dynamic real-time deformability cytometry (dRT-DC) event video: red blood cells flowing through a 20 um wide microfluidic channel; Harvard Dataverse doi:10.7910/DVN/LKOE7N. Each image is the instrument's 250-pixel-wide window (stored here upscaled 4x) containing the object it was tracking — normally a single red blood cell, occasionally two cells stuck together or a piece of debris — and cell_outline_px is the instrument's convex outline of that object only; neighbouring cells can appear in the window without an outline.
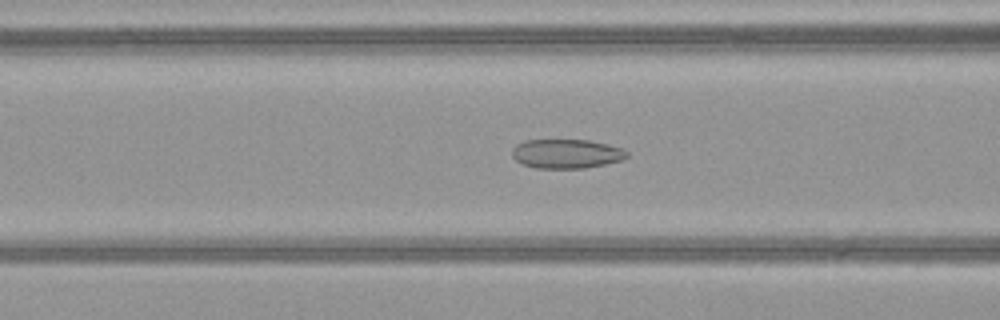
{"species": "common noctule bat (a hibernating species)", "species_latin": "Nyctalus noctula", "temperature_condition": "warm", "stored_images_in_passage": 51, "camera_frame_rate_fps": 3000, "um_per_image_px": 0.085, "animal": {"sex": "female", "body_mass_g": 21.9}, "frame": {"image": 1, "passage_image": 21, "time_ms": 6.667, "image_size_px": [1000, 320], "cell_outline_px": [[628, 156], [620, 160], [604, 164], [584, 168], [536, 168], [524, 164], [516, 160], [512, 156], [512, 148], [516, 144], [524, 140], [588, 140], [608, 144], [624, 148], [628, 152]], "centroid_in_image_um": [48.14, 13.06], "position_along_channel_um": 118.5, "area_um2": 19.54}}
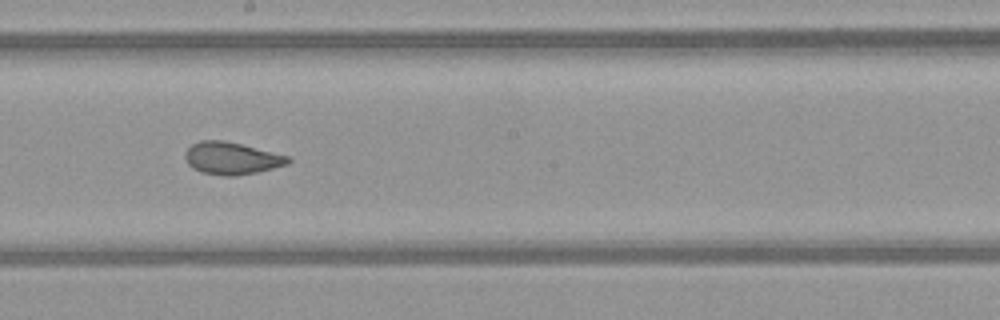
{"frame": {"image": 2, "passage_image": 29, "time_ms": 9.333, "image_size_px": [1000, 320], "cell_outline_px": [[292, 160], [288, 164], [256, 172], [236, 176], [224, 176], [200, 172], [192, 168], [188, 164], [184, 156], [184, 152], [192, 144], [200, 140], [224, 140], [288, 156]], "centroid_in_image_um": [19.64, 13.46], "position_along_channel_um": 228.6, "area_um2": 19.31}}
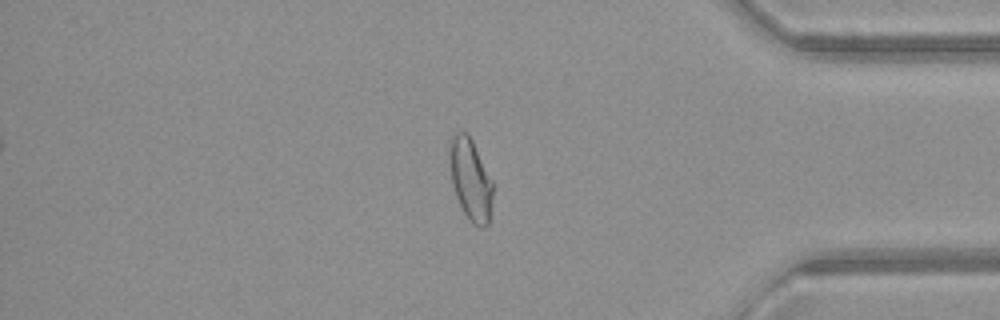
{"frame": {"image": 3, "passage_image": 43, "time_ms": 14.0, "image_size_px": [1000, 320], "cell_outline_px": [[492, 200], [488, 224], [484, 228], [480, 228], [472, 224], [464, 212], [456, 196], [452, 184], [448, 156], [448, 140], [456, 132], [464, 132], [472, 140], [492, 180]], "centroid_in_image_um": [39.96, 15.24], "position_along_channel_um": 395.2, "area_um2": 20.63}, "authors_computed_cell_mechanics": {"area_um2": 22.0796, "velocity_mm_per_s": 4.1135, "shape_relaxation_time_tau1_ms": null, "shape_relaxation_time_tau2_ms": 1.2636, "deformation_change_tau1": null, "deformation_change_tau2": 0.0766}}